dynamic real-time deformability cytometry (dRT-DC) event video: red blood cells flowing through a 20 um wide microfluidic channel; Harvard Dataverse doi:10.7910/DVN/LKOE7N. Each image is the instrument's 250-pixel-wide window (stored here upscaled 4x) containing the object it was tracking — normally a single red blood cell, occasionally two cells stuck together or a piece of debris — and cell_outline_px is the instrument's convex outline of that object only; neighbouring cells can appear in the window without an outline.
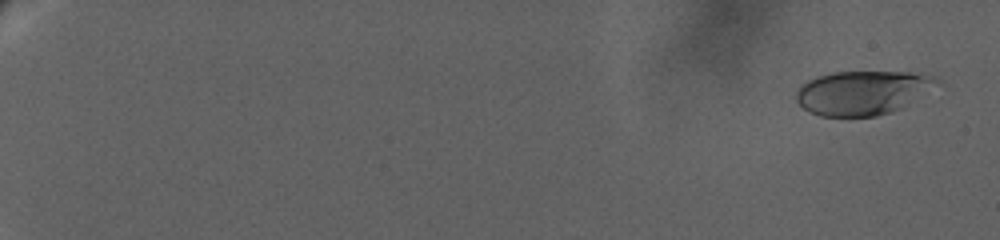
{"species": "human", "species_latin": "Homo sapiens", "temperature_condition": "warm", "stored_images_in_passage": 50, "camera_frame_rate_fps": 3000, "um_per_image_px": 0.085, "donor": {"sex": "female"}, "frame": {"image": 1, "passage_image": 2, "time_ms": 0.667, "image_size_px": [1000, 240], "cell_outline_px": [[940, 84], [904, 108], [892, 112], [876, 116], [820, 116], [808, 112], [796, 100], [796, 92], [800, 84], [816, 76], [832, 72], [912, 72], [932, 76], [940, 80]], "centroid_in_image_um": [73.33, 7.88], "position_along_channel_um": 11.7, "area_um2": 36.53}}
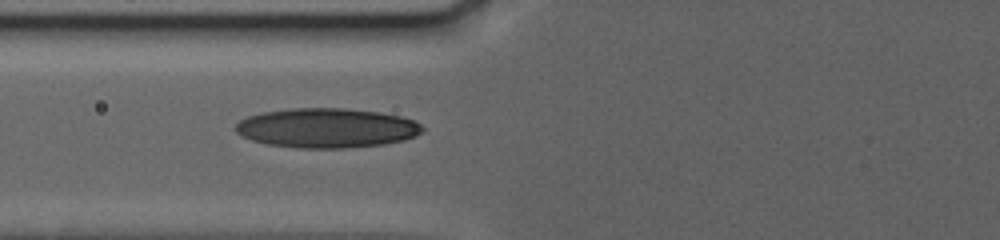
{"frame": {"image": 2, "passage_image": 31, "time_ms": 12.0, "image_size_px": [1000, 240], "cell_outline_px": [[424, 128], [416, 136], [404, 140], [384, 144], [348, 148], [296, 148], [268, 144], [252, 140], [236, 132], [236, 124], [240, 120], [248, 116], [260, 112], [292, 108], [344, 108], [380, 112], [400, 116], [412, 120], [420, 124]], "centroid_in_image_um": [27.77, 10.88], "position_along_channel_um": 98.0, "area_um2": 43.12}}
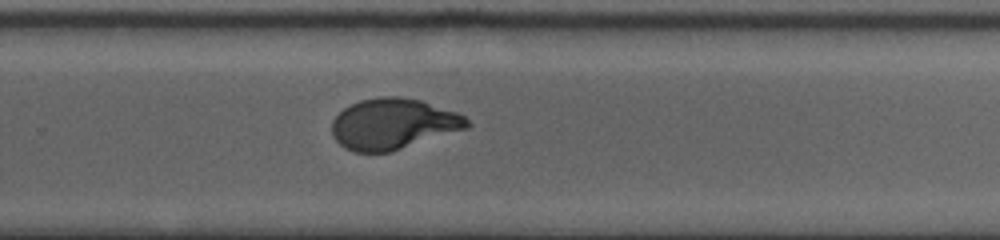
{"frame": {"image": 3, "passage_image": 50, "time_ms": 19.0, "image_size_px": [1000, 240], "cell_outline_px": [[472, 124], [468, 128], [392, 152], [352, 152], [344, 148], [332, 136], [332, 120], [344, 108], [360, 100], [380, 96], [400, 96], [420, 100], [456, 112], [464, 116]], "centroid_in_image_um": [33.42, 10.54], "position_along_channel_um": 296.4, "area_um2": 40.23}}